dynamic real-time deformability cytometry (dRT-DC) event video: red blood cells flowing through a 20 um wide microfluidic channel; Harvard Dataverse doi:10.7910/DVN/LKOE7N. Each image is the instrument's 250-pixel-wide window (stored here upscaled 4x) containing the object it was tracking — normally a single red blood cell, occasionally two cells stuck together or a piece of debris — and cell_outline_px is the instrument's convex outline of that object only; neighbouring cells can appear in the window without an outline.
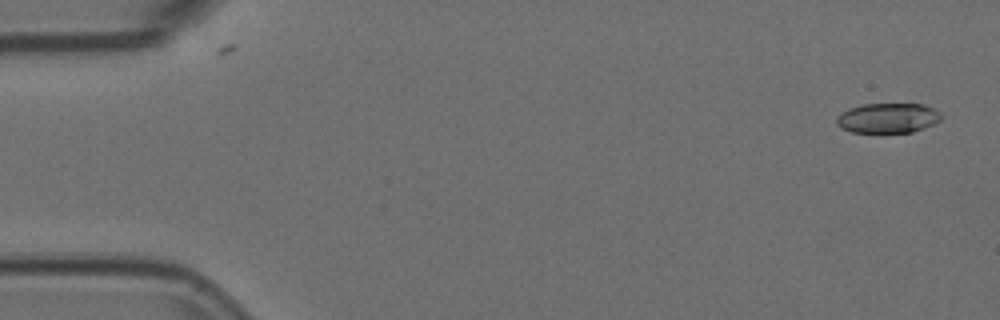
{"species": "Egyptian fruit bat (a non-hibernating species)", "species_latin": "Rousettus aegyptiacus", "temperature_condition": "room temperature", "stored_images_in_passage": 56, "camera_frame_rate_fps": 3000, "um_per_image_px": 0.085, "animal": {"sex": "female"}, "frame": {"image": 1, "passage_image": 2, "time_ms": 0.333, "image_size_px": [1000, 320], "cell_outline_px": [[940, 120], [924, 128], [912, 132], [852, 132], [840, 128], [836, 124], [836, 116], [848, 108], [864, 104], [924, 104], [940, 112]], "centroid_in_image_um": [75.42, 10.03], "position_along_channel_um": 9.6, "area_um2": 18.21}}
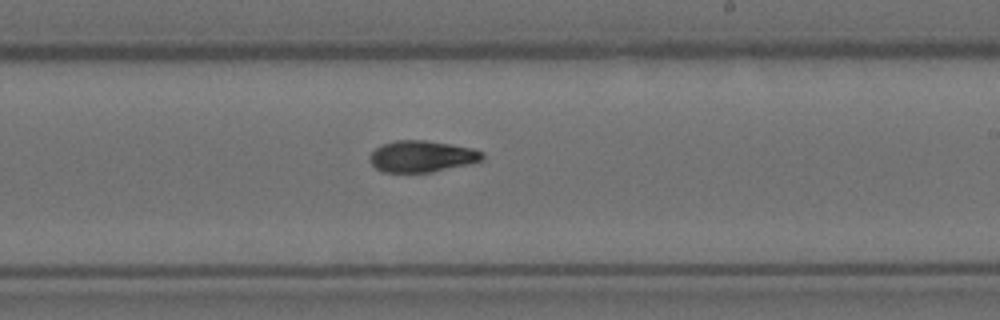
{"frame": {"image": 2, "passage_image": 33, "time_ms": 10.667, "image_size_px": [1000, 320], "cell_outline_px": [[484, 160], [468, 164], [432, 172], [384, 172], [376, 168], [372, 164], [368, 156], [376, 148], [384, 144], [396, 140], [424, 140], [452, 144], [472, 148], [484, 152]], "centroid_in_image_um": [35.88, 13.29], "position_along_channel_um": 253.1, "area_um2": 20.63}}
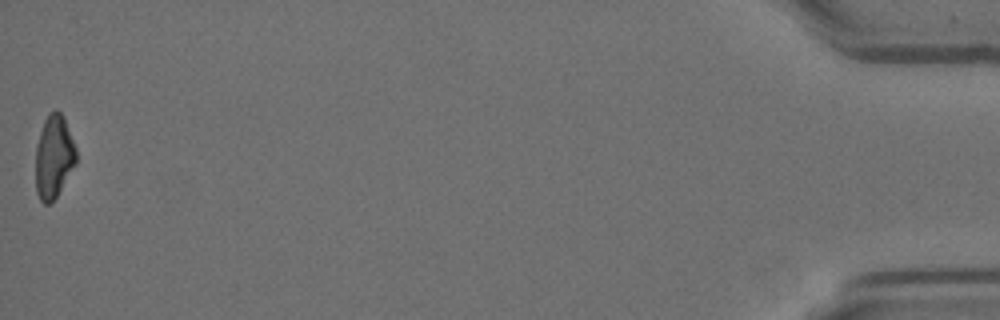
{"frame": {"image": 3, "passage_image": 56, "time_ms": 18.333, "image_size_px": [1000, 320], "cell_outline_px": [[76, 164], [56, 196], [48, 204], [44, 204], [40, 200], [36, 192], [36, 144], [44, 120], [48, 112], [56, 108], [64, 116], [76, 148]], "centroid_in_image_um": [4.57, 13.28], "position_along_channel_um": 430.6, "area_um2": 19.71}, "authors_computed_cell_mechanics": {"area_um2": 20.2878, "velocity_mm_per_s": 3.6233, "shape_relaxation_time_tau1_ms": null, "shape_relaxation_time_tau2_ms": 5.9947, "deformation_change_tau1": null, "deformation_change_tau2": 0.1325}}